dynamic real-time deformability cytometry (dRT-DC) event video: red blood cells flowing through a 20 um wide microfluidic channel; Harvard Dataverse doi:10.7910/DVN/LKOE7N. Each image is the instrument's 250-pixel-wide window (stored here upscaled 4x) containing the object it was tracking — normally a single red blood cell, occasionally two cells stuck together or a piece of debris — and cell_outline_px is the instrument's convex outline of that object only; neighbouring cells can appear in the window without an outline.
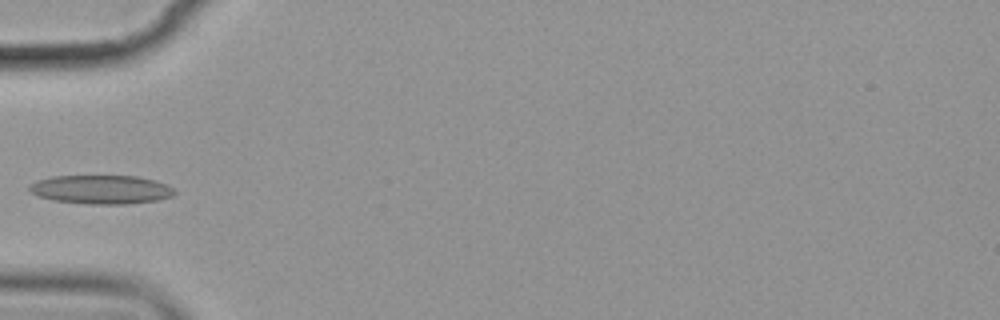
{"species": "common noctule bat (a hibernating species)", "species_latin": "Nyctalus noctula", "temperature_condition": "cold", "stored_images_in_passage": 5, "camera_frame_rate_fps": 3000, "um_per_image_px": 0.085, "animal": {"sex": "female", "body_mass_g": 19.9}, "frame": {"image": 1, "passage_image": 5, "time_ms": 4.667, "image_size_px": [1000, 320], "cell_outline_px": [[176, 192], [172, 196], [156, 200], [124, 204], [88, 204], [52, 200], [28, 192], [28, 184], [36, 180], [52, 176], [136, 176], [152, 180], [164, 184], [172, 188]], "centroid_in_image_um": [8.51, 16.11], "position_along_channel_um": 76.5, "area_um2": 24.28}}